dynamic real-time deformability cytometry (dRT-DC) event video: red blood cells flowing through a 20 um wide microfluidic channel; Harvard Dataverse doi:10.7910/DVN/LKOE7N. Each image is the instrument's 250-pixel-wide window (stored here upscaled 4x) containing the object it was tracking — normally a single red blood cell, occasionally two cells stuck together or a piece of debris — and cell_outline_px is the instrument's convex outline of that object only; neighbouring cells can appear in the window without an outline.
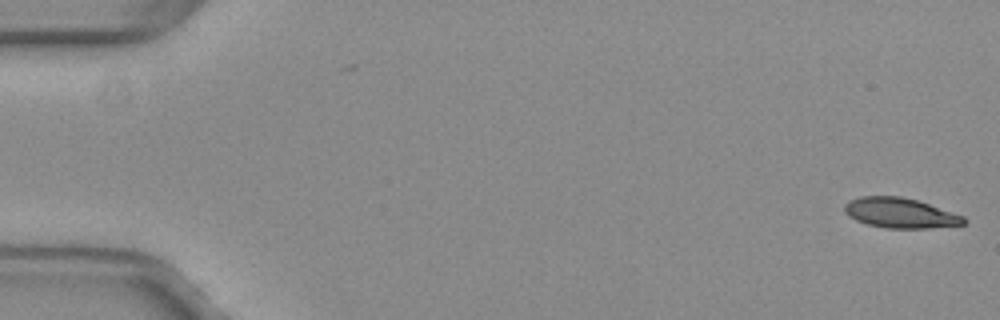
{"species": "common noctule bat (a hibernating species)", "species_latin": "Nyctalus noctula", "temperature_condition": "warm", "stored_images_in_passage": 52, "camera_frame_rate_fps": 3000, "um_per_image_px": 0.085, "animal": {"sex": "female", "body_mass_g": 29.2, "forearm_length_mm": 56.3}, "frame": {"image": 1, "passage_image": 1, "time_ms": 0.0, "image_size_px": [1000, 320], "cell_outline_px": [[968, 220], [964, 224], [928, 228], [888, 228], [868, 224], [856, 220], [848, 216], [844, 212], [844, 204], [848, 200], [860, 196], [900, 196], [916, 200], [964, 216]], "centroid_in_image_um": [76.48, 18.1], "position_along_channel_um": 8.5, "area_um2": 20.81}}
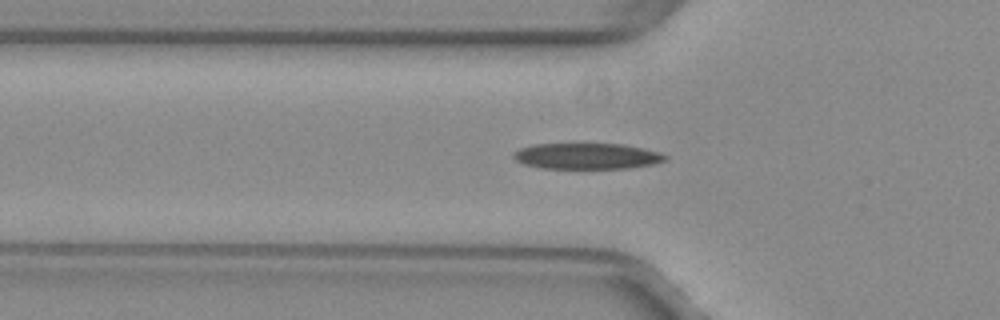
{"frame": {"image": 2, "passage_image": 18, "time_ms": 5.667, "image_size_px": [1000, 320], "cell_outline_px": [[668, 160], [652, 164], [632, 168], [540, 168], [524, 164], [516, 160], [512, 156], [512, 152], [520, 148], [532, 144], [624, 144], [644, 148], [660, 152], [668, 156]], "centroid_in_image_um": [49.9, 13.27], "position_along_channel_um": 75.9, "area_um2": 23.12}}
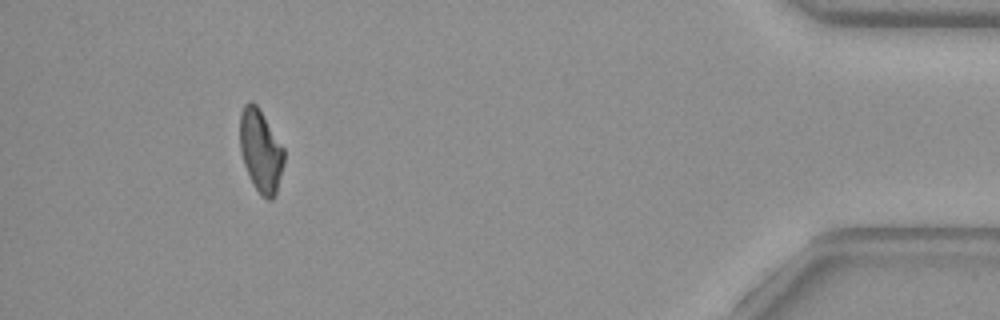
{"frame": {"image": 3, "passage_image": 48, "time_ms": 15.667, "image_size_px": [1000, 320], "cell_outline_px": [[284, 164], [276, 192], [272, 200], [268, 200], [260, 196], [252, 184], [244, 164], [240, 152], [240, 112], [244, 104], [248, 100], [252, 100], [256, 104], [284, 148]], "centroid_in_image_um": [22.14, 12.83], "position_along_channel_um": 413.1, "area_um2": 21.39}, "authors_computed_cell_mechanics": {"area_um2": 22.2819, "velocity_mm_per_s": 4.0011, "shape_relaxation_time_tau1_ms": 5.0566, "shape_relaxation_time_tau2_ms": null, "deformation_change_tau1": 0.1669, "deformation_change_tau2": null}}